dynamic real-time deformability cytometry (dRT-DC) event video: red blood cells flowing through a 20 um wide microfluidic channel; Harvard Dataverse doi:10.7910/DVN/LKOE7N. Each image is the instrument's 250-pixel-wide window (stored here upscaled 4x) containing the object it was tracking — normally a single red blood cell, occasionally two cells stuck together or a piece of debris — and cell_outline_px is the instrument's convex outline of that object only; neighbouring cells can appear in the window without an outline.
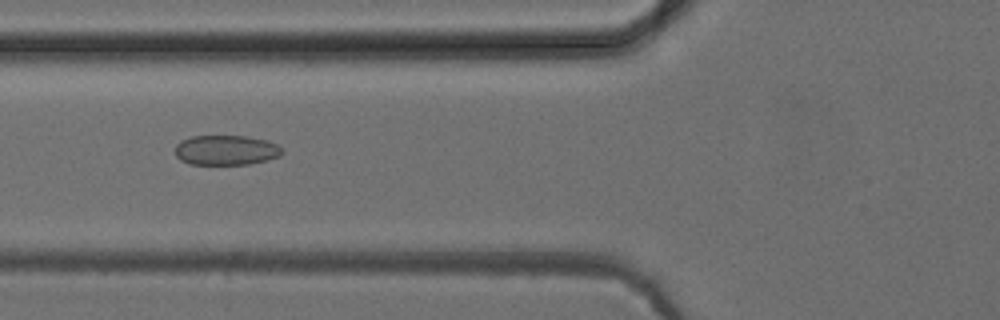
{"species": "common noctule bat (a hibernating species)", "species_latin": "Nyctalus noctula", "temperature_condition": "cold", "stored_images_in_passage": 52, "camera_frame_rate_fps": 3000, "um_per_image_px": 0.085, "animal": {"sex": "female", "body_mass_g": 24.6, "forearm_length_mm": 56.2}, "frame": {"image": 1, "passage_image": 20, "time_ms": 6.333, "image_size_px": [1000, 320], "cell_outline_px": [[284, 152], [280, 156], [268, 160], [248, 164], [188, 164], [180, 160], [176, 156], [176, 144], [180, 140], [192, 136], [244, 136], [268, 140], [276, 144]], "centroid_in_image_um": [19.21, 12.76], "position_along_channel_um": 106.6, "area_um2": 18.73}}
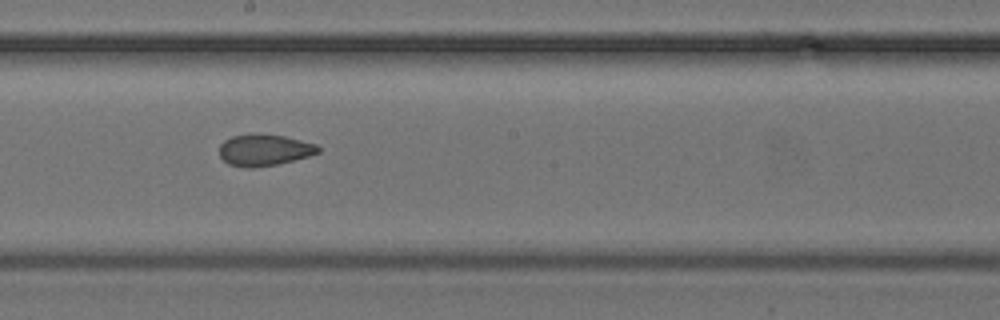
{"frame": {"image": 2, "passage_image": 29, "time_ms": 9.333, "image_size_px": [1000, 320], "cell_outline_px": [[320, 152], [308, 156], [276, 164], [252, 168], [244, 168], [228, 164], [220, 156], [220, 144], [224, 140], [232, 136], [284, 136], [316, 144], [320, 148]], "centroid_in_image_um": [22.46, 12.79], "position_along_channel_um": 225.7, "area_um2": 17.51}}
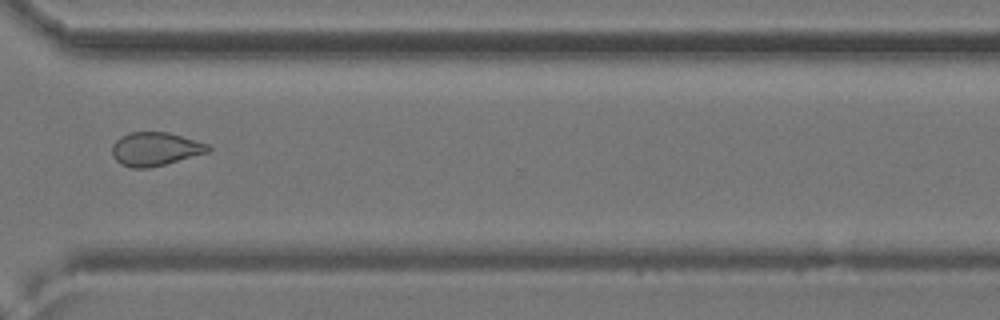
{"frame": {"image": 3, "passage_image": 39, "time_ms": 12.667, "image_size_px": [1000, 320], "cell_outline_px": [[212, 148], [208, 152], [164, 164], [148, 168], [132, 168], [120, 164], [112, 156], [112, 144], [120, 136], [132, 132], [168, 132], [208, 144]], "centroid_in_image_um": [13.16, 12.66], "position_along_channel_um": 357.4, "area_um2": 18.67}, "authors_computed_cell_mechanics": {"area_um2": 19.2185, "velocity_mm_per_s": 3.965, "shape_relaxation_time_tau1_ms": null, "shape_relaxation_time_tau2_ms": 1.6487, "deformation_change_tau1": null, "deformation_change_tau2": 0.0644}}